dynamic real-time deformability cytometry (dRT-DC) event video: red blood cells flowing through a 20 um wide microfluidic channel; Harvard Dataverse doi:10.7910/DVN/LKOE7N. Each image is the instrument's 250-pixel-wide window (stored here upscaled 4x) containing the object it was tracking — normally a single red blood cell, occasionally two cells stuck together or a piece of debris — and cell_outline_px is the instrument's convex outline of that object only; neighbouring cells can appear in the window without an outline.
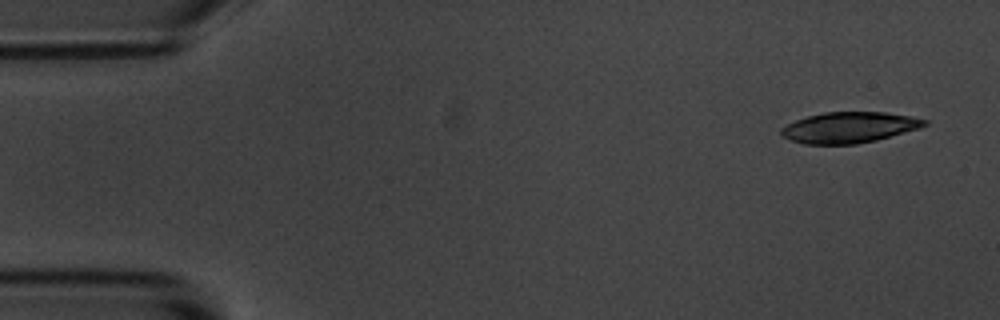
{"species": "common noctule bat (a hibernating species)", "species_latin": "Nyctalus noctula", "temperature_condition": "room temperature", "stored_images_in_passage": 5, "camera_frame_rate_fps": 3000, "um_per_image_px": 0.085, "animal": {"sex": "male", "body_mass_g": 20.1, "forearm_length_mm": 53.5}, "frame": {"image": 1, "passage_image": 1, "time_ms": 0.0, "image_size_px": [1000, 320], "cell_outline_px": [[928, 124], [920, 128], [876, 140], [856, 144], [804, 144], [788, 140], [780, 136], [780, 128], [796, 120], [808, 116], [824, 112], [884, 112], [912, 116], [928, 120]], "centroid_in_image_um": [72.17, 10.83], "position_along_channel_um": 12.8, "area_um2": 25.89}}